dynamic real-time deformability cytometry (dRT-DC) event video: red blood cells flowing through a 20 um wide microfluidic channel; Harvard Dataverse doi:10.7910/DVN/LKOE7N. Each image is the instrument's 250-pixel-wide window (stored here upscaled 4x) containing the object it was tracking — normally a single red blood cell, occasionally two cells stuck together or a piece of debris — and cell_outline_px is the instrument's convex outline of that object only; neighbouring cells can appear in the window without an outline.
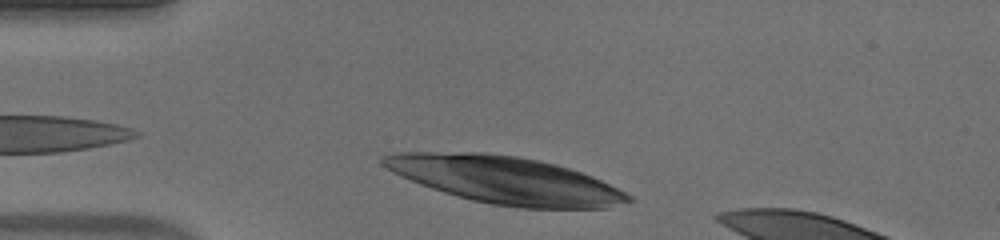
{"species": "human", "species_latin": "Homo sapiens", "temperature_condition": "warm", "stored_images_in_passage": 35, "camera_frame_rate_fps": 3000, "um_per_image_px": 0.085, "donor": {"sex": "male"}, "frame": {"image": 1, "passage_image": 3, "time_ms": 0.667, "image_size_px": [1000, 240], "cell_outline_px": [[632, 200], [604, 208], [520, 208], [492, 204], [472, 200], [444, 192], [420, 184], [380, 164], [380, 160], [384, 156], [396, 152], [484, 152], [516, 156], [536, 160], [568, 168], [592, 176], [632, 196]], "centroid_in_image_um": [42.93, 15.3], "position_along_channel_um": 42.1, "area_um2": 66.41}}